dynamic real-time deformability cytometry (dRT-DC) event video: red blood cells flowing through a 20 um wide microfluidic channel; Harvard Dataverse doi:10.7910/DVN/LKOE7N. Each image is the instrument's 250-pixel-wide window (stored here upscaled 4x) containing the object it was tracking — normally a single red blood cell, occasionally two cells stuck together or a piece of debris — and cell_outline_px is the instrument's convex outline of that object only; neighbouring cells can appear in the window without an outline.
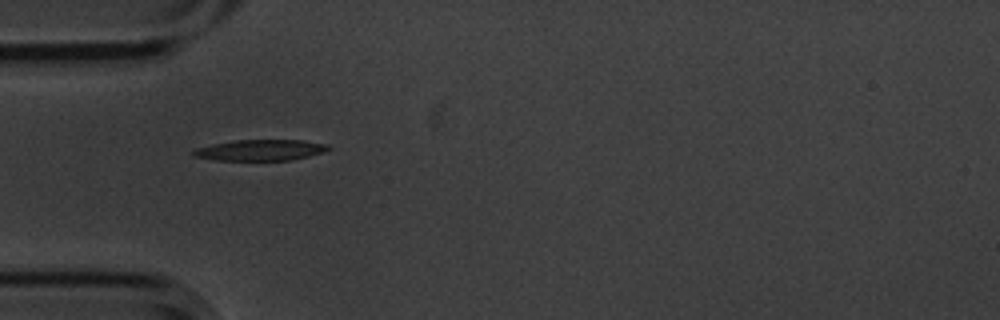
{"species": "common noctule bat (a hibernating species)", "species_latin": "Nyctalus noctula", "temperature_condition": "cold", "stored_images_in_passage": 40, "camera_frame_rate_fps": 3000, "um_per_image_px": 0.085, "animal": {"sex": "male", "body_mass_g": 20.1, "forearm_length_mm": 53.5}, "frame": {"image": 1, "passage_image": 1, "time_ms": 0.0, "image_size_px": [1000, 320], "cell_outline_px": [[332, 148], [324, 152], [292, 160], [216, 160], [192, 156], [192, 152], [196, 148], [212, 144], [232, 140], [304, 140], [328, 144]], "centroid_in_image_um": [22.15, 12.75], "position_along_channel_um": 62.8, "area_um2": 16.59}}
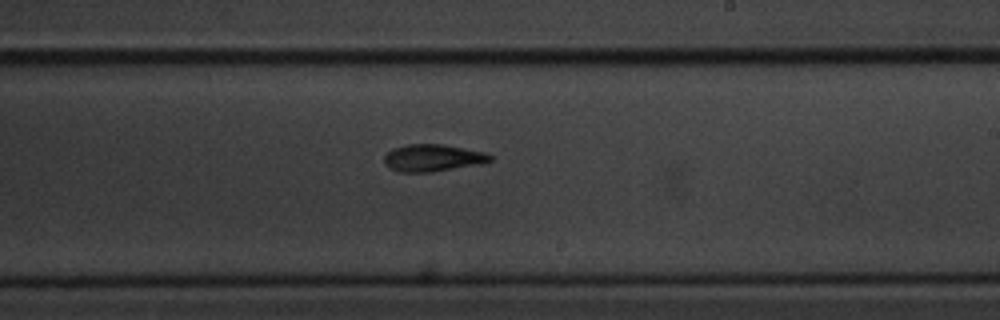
{"frame": {"image": 2, "passage_image": 17, "time_ms": 5.333, "image_size_px": [1000, 320], "cell_outline_px": [[492, 160], [480, 164], [432, 172], [400, 172], [388, 168], [384, 164], [384, 156], [392, 148], [408, 144], [440, 144], [488, 152], [492, 156]], "centroid_in_image_um": [36.77, 13.42], "position_along_channel_um": 252.2, "area_um2": 16.88}}
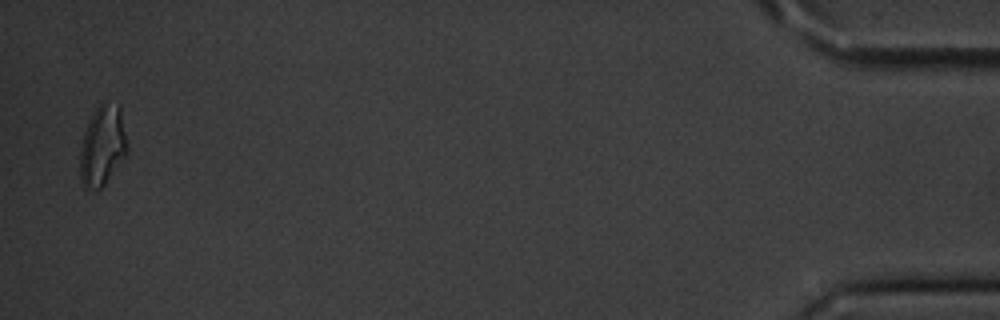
{"frame": {"image": 3, "passage_image": 39, "time_ms": 12.667, "image_size_px": [1000, 320], "cell_outline_px": [[128, 152], [104, 184], [96, 192], [84, 188], [80, 180], [80, 148], [84, 132], [88, 120], [96, 108], [104, 100], [120, 108], [128, 144]], "centroid_in_image_um": [8.69, 12.41], "position_along_channel_um": 426.5, "area_um2": 22.2}, "authors_computed_cell_mechanics": {"area_um2": 16.8487, "velocity_mm_per_s": 3.5675, "shape_relaxation_time_tau1_ms": 3.7897, "shape_relaxation_time_tau2_ms": 5.4287, "deformation_change_tau1": 0.1737, "deformation_change_tau2": 0.1407}}